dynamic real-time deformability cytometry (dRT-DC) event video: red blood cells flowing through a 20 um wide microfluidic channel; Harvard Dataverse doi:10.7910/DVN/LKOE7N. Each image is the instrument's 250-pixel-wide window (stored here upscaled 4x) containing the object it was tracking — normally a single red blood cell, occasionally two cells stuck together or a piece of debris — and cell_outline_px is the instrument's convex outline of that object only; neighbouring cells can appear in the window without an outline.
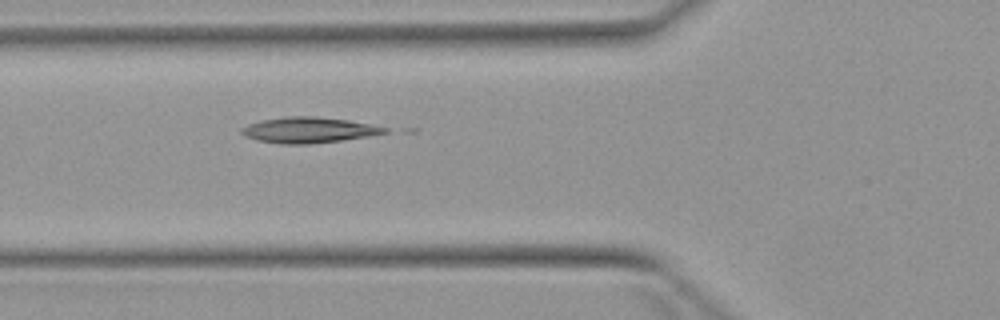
{"species": "Egyptian fruit bat (a non-hibernating species)", "species_latin": "Rousettus aegyptiacus", "temperature_condition": "warm", "stored_images_in_passage": 3, "camera_frame_rate_fps": 3000, "um_per_image_px": 0.085, "animal": {"sex": "female"}, "frame": {"image": 1, "passage_image": 3, "time_ms": 2.0, "image_size_px": [1000, 320], "cell_outline_px": [[388, 132], [368, 136], [340, 140], [308, 144], [280, 144], [256, 140], [244, 136], [240, 132], [240, 128], [248, 124], [260, 120], [284, 116], [316, 116], [348, 120], [388, 128]], "centroid_in_image_um": [26.16, 11.05], "position_along_channel_um": 99.6, "area_um2": 21.44}}